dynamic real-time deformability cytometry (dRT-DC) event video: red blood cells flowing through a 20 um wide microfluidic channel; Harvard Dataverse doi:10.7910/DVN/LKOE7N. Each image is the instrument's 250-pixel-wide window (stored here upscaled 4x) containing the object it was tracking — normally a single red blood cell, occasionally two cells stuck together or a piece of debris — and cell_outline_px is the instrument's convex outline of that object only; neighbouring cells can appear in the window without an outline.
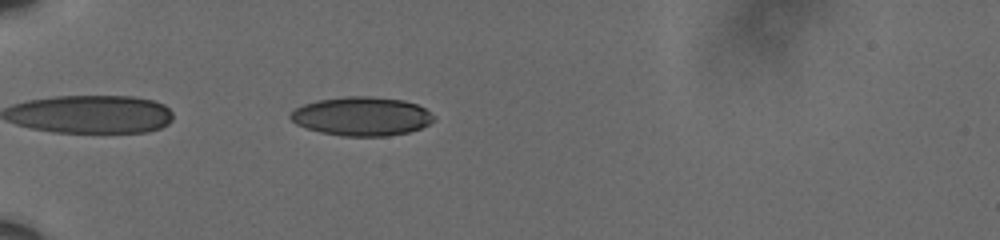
{"species": "human", "species_latin": "Homo sapiens", "temperature_condition": "cold", "stored_images_in_passage": 39, "camera_frame_rate_fps": 3000, "um_per_image_px": 0.085, "donor": {"sex": "male"}, "frame": {"image": 1, "passage_image": 3, "time_ms": 0.667, "image_size_px": [1000, 240], "cell_outline_px": [[432, 120], [428, 124], [420, 128], [408, 132], [388, 136], [344, 136], [320, 132], [296, 124], [288, 116], [296, 108], [304, 104], [320, 100], [348, 96], [368, 96], [404, 100], [416, 104], [424, 108], [432, 116]], "centroid_in_image_um": [30.72, 9.89], "position_along_channel_um": 54.3, "area_um2": 32.02}}
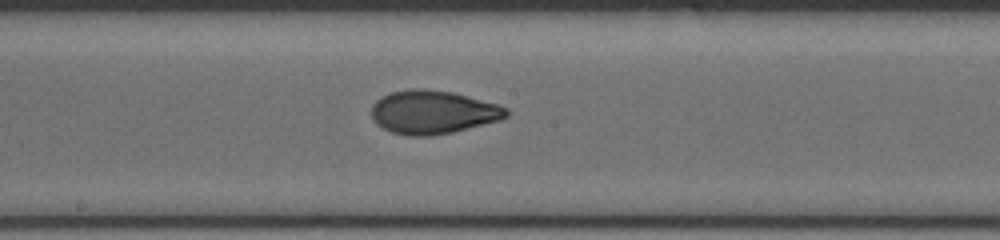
{"frame": {"image": 2, "passage_image": 18, "time_ms": 5.667, "image_size_px": [1000, 240], "cell_outline_px": [[508, 116], [500, 120], [452, 132], [432, 136], [408, 136], [392, 132], [376, 124], [372, 120], [372, 104], [380, 96], [392, 92], [408, 88], [424, 88], [452, 92], [500, 104], [508, 108]], "centroid_in_image_um": [36.79, 9.52], "position_along_channel_um": 211.4, "area_um2": 34.45}}
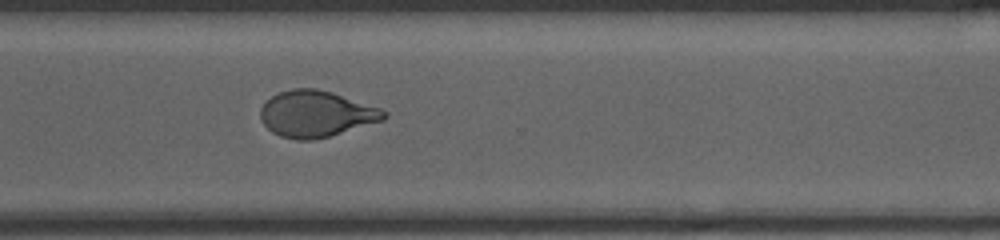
{"frame": {"image": 3, "passage_image": 29, "time_ms": 9.333, "image_size_px": [1000, 240], "cell_outline_px": [[388, 116], [384, 120], [328, 136], [312, 140], [296, 140], [280, 136], [272, 132], [264, 124], [260, 116], [260, 108], [272, 96], [280, 92], [292, 88], [316, 88], [332, 92], [380, 108], [388, 112]], "centroid_in_image_um": [26.87, 9.68], "position_along_channel_um": 343.7, "area_um2": 33.12}, "authors_computed_cell_mechanics": {"area_um2": 33.5818, "velocity_mm_per_s": 3.6253, "shape_relaxation_time_tau1_ms": 5.3954, "shape_relaxation_time_tau2_ms": 1.2668, "deformation_change_tau1": 0.1753, "deformation_change_tau2": 0.0593}}